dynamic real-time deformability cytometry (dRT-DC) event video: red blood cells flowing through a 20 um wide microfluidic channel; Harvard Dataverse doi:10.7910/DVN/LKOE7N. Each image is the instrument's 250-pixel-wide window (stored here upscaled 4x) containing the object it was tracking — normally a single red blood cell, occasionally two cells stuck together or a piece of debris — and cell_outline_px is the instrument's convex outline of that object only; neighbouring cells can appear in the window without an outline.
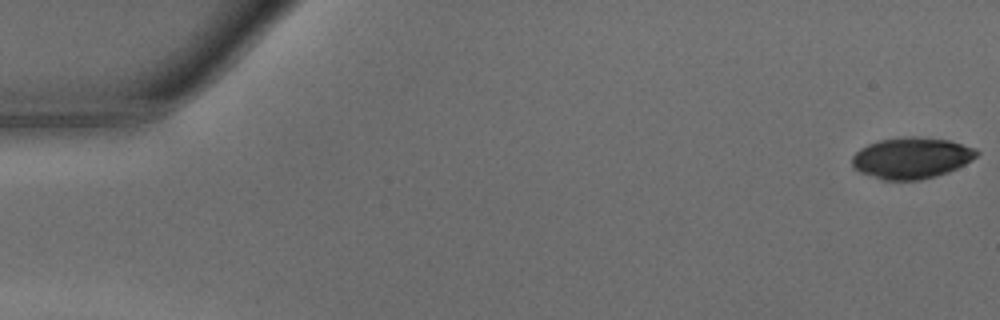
{"species": "common noctule bat (a hibernating species)", "species_latin": "Nyctalus noctula", "temperature_condition": "warm", "stored_images_in_passage": 40, "camera_frame_rate_fps": 3000, "um_per_image_px": 0.085, "animal": {"sex": "male", "body_mass_g": 15.6}, "frame": {"image": 1, "passage_image": 1, "time_ms": 0.0, "image_size_px": [1000, 320], "cell_outline_px": [[980, 152], [972, 160], [948, 172], [936, 176], [920, 180], [884, 180], [860, 172], [852, 168], [852, 156], [860, 148], [868, 144], [880, 140], [908, 136], [920, 136], [948, 140], [976, 148]], "centroid_in_image_um": [77.47, 13.42], "position_along_channel_um": 7.5, "area_um2": 30.0}}
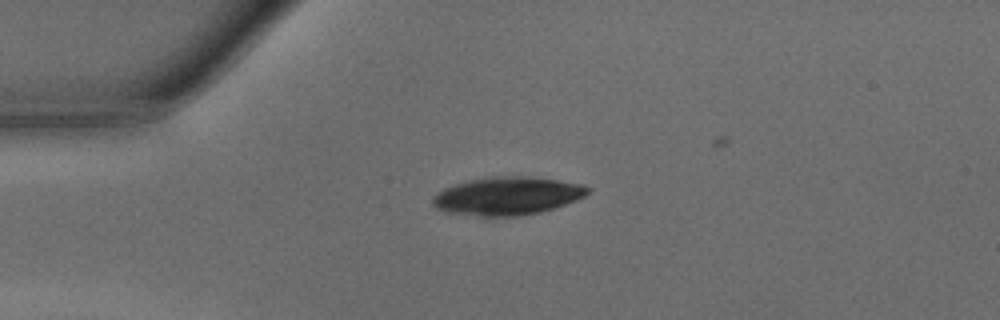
{"frame": {"image": 2, "passage_image": 12, "time_ms": 3.667, "image_size_px": [1000, 320], "cell_outline_px": [[592, 188], [584, 196], [576, 200], [540, 212], [520, 216], [480, 216], [448, 212], [436, 208], [432, 204], [432, 196], [444, 188], [456, 184], [472, 180], [496, 176], [520, 176], [556, 180], [584, 184]], "centroid_in_image_um": [43.12, 16.66], "position_along_channel_um": 41.9, "area_um2": 34.04}}
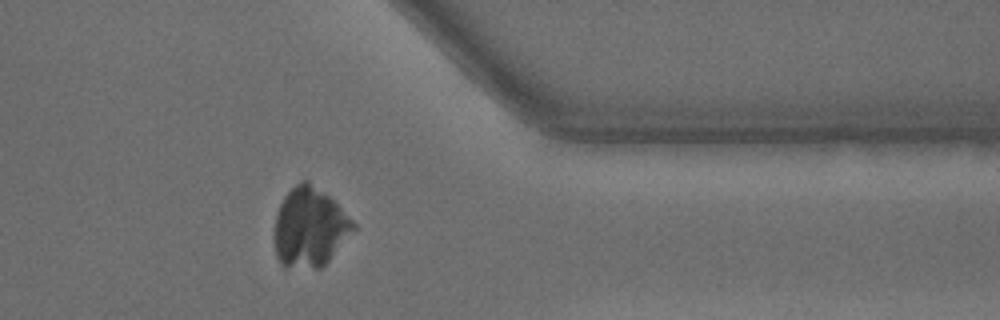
{"frame": {"image": 3, "passage_image": 39, "time_ms": 12.667, "image_size_px": [1000, 320], "cell_outline_px": [[356, 228], [328, 260], [320, 268], [284, 268], [280, 264], [276, 256], [276, 216], [280, 204], [284, 196], [300, 180], [308, 180], [328, 196], [356, 224]], "centroid_in_image_um": [26.31, 19.34], "position_along_channel_um": 385.1, "area_um2": 35.89}}